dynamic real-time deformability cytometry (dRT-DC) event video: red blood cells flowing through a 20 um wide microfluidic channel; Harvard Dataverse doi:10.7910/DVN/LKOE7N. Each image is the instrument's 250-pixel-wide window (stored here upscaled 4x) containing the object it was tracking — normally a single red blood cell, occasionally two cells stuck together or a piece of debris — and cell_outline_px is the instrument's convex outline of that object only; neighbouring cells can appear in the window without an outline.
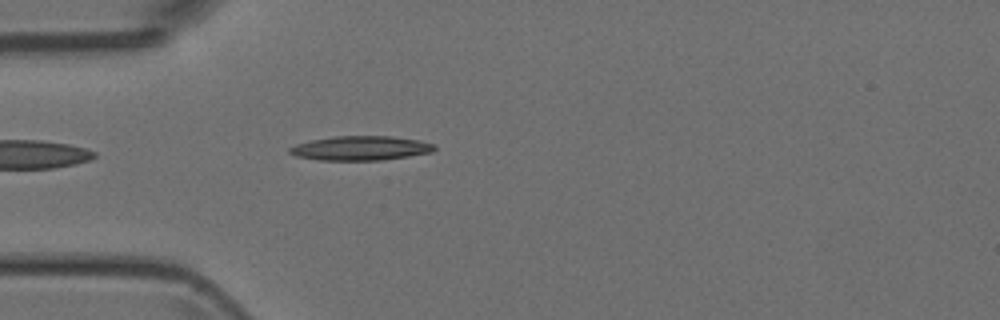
{"species": "Egyptian fruit bat (a non-hibernating species)", "species_latin": "Rousettus aegyptiacus", "temperature_condition": "room temperature", "stored_images_in_passage": 2, "camera_frame_rate_fps": 3000, "um_per_image_px": 0.085, "animal": {"sex": "female"}, "frame": {"image": 1, "passage_image": 2, "time_ms": 1.333, "image_size_px": [1000, 320], "cell_outline_px": [[436, 148], [432, 152], [408, 156], [380, 160], [320, 160], [296, 156], [288, 152], [288, 148], [296, 144], [312, 140], [332, 136], [392, 136], [420, 140], [436, 144]], "centroid_in_image_um": [30.67, 12.59], "position_along_channel_um": 54.3, "area_um2": 20.58}}